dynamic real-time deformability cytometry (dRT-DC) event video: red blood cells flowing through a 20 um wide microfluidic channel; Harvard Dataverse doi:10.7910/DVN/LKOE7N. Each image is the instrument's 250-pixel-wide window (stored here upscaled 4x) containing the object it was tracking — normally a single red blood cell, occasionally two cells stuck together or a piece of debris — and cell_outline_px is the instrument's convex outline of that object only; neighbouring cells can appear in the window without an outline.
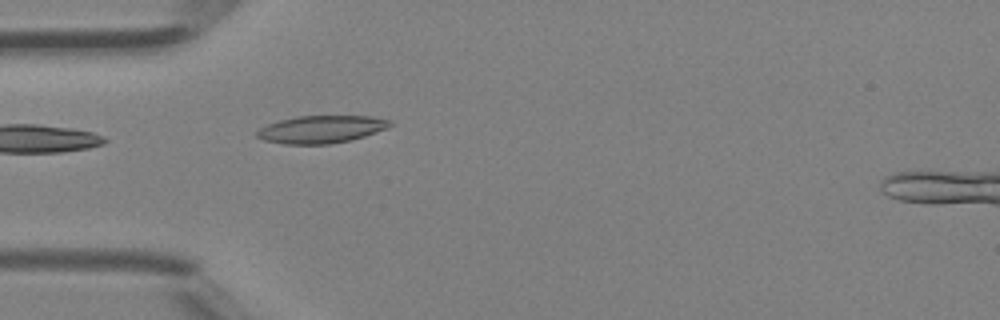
{"species": "Egyptian fruit bat (a non-hibernating species)", "species_latin": "Rousettus aegyptiacus", "temperature_condition": "room temperature", "stored_images_in_passage": 30, "camera_frame_rate_fps": 3000, "um_per_image_px": 0.085, "animal": {"sex": "female"}, "frame": {"image": 1, "passage_image": 1, "time_ms": 0.0, "image_size_px": [1000, 320], "cell_outline_px": [[392, 124], [388, 128], [352, 140], [328, 144], [284, 144], [264, 140], [256, 136], [256, 132], [260, 128], [268, 124], [280, 120], [296, 116], [372, 116], [392, 120]], "centroid_in_image_um": [27.33, 10.99], "position_along_channel_um": 57.7, "area_um2": 21.39}}
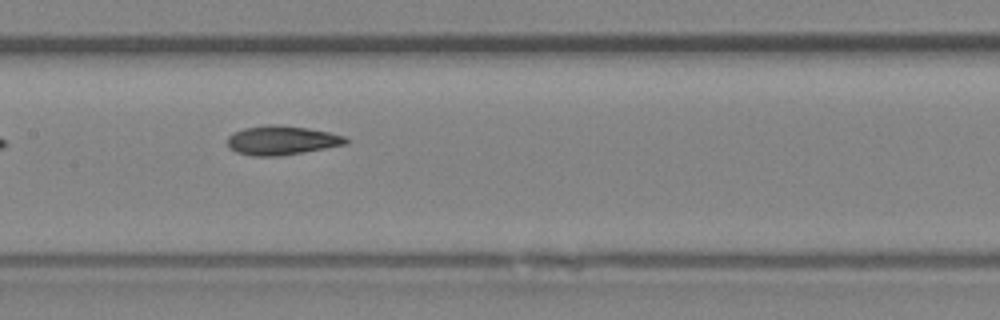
{"frame": {"image": 2, "passage_image": 9, "time_ms": 2.667, "image_size_px": [1000, 320], "cell_outline_px": [[348, 144], [304, 152], [280, 156], [252, 156], [236, 152], [228, 148], [228, 136], [232, 132], [244, 128], [268, 124], [272, 124], [308, 128], [328, 132], [344, 136], [348, 140]], "centroid_in_image_um": [23.92, 11.93], "position_along_channel_um": 183.5, "area_um2": 20.17}}
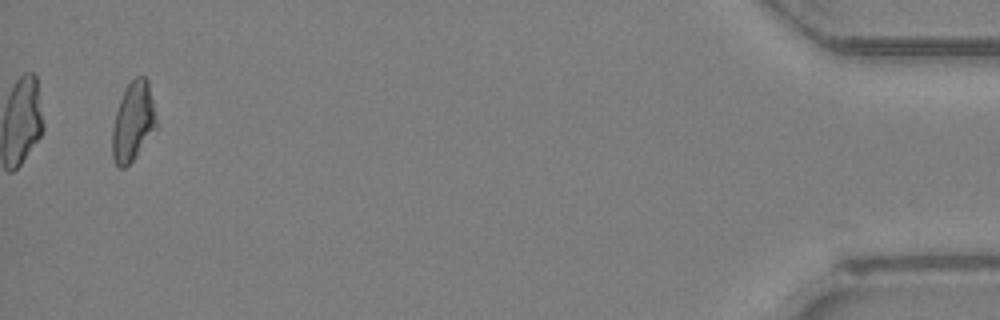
{"frame": {"image": 3, "passage_image": 29, "time_ms": 9.333, "image_size_px": [1000, 320], "cell_outline_px": [[156, 128], [136, 156], [124, 168], [120, 168], [116, 164], [112, 156], [112, 128], [116, 112], [120, 100], [128, 84], [136, 76], [144, 76], [148, 80], [156, 116]], "centroid_in_image_um": [11.31, 10.34], "position_along_channel_um": 423.9, "area_um2": 20.06}}